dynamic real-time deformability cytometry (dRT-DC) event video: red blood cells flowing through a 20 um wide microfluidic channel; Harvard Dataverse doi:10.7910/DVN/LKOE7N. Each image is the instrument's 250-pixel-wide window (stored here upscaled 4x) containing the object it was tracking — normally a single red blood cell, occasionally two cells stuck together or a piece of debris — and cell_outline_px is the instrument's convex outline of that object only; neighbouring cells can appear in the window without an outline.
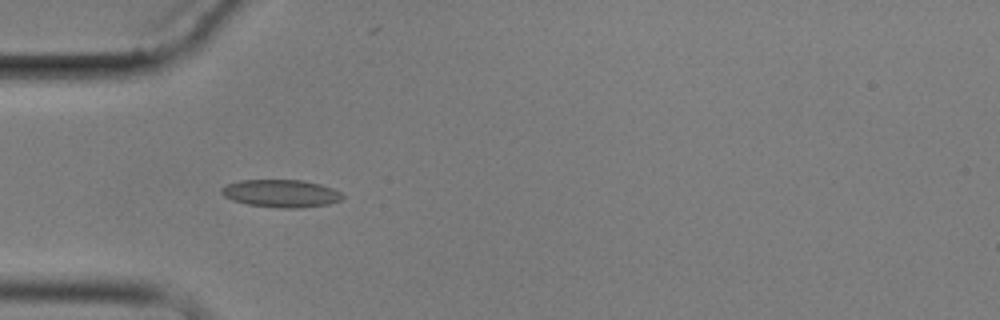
{"species": "common noctule bat (a hibernating species)", "species_latin": "Nyctalus noctula", "temperature_condition": "cold", "stored_images_in_passage": 5, "camera_frame_rate_fps": 3000, "um_per_image_px": 0.085, "animal": {"sex": "male", "body_mass_g": 17.9}, "frame": {"image": 1, "passage_image": 4, "time_ms": 3.667, "image_size_px": [1000, 320], "cell_outline_px": [[344, 196], [340, 200], [328, 204], [300, 208], [280, 208], [248, 204], [232, 200], [224, 196], [220, 192], [220, 188], [228, 184], [240, 180], [304, 180], [320, 184], [332, 188], [340, 192]], "centroid_in_image_um": [23.88, 16.44], "position_along_channel_um": 61.1, "area_um2": 19.48}}
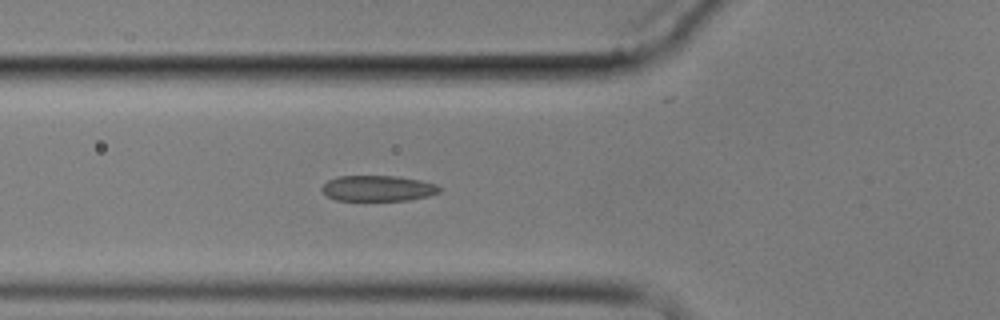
{"frame": {"image": 2, "passage_image": 5, "time_ms": 4.667, "image_size_px": [1000, 320], "cell_outline_px": [[444, 188], [440, 192], [428, 196], [408, 200], [336, 200], [328, 196], [320, 188], [328, 180], [340, 176], [400, 176], [420, 180], [436, 184]], "centroid_in_image_um": [32.17, 16.0], "position_along_channel_um": 93.6, "area_um2": 17.63}}